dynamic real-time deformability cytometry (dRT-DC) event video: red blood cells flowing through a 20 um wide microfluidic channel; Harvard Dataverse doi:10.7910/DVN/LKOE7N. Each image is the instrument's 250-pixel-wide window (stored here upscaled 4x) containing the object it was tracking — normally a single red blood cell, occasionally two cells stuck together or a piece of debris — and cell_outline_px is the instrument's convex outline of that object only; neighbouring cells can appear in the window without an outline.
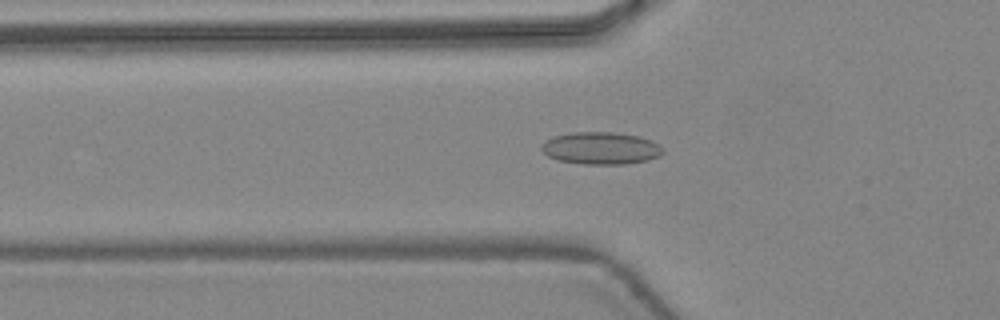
{"species": "common noctule bat (a hibernating species)", "species_latin": "Nyctalus noctula", "temperature_condition": "warm", "stored_images_in_passage": 46, "camera_frame_rate_fps": 3000, "um_per_image_px": 0.085, "animal": {"sex": "female", "body_mass_g": 24.6, "forearm_length_mm": 56.2}, "frame": {"image": 1, "passage_image": 16, "time_ms": 5.0, "image_size_px": [1000, 320], "cell_outline_px": [[664, 152], [660, 156], [648, 160], [624, 164], [584, 164], [556, 160], [548, 156], [540, 148], [540, 144], [544, 140], [552, 136], [572, 132], [616, 132], [640, 136], [652, 140], [664, 148]], "centroid_in_image_um": [51.06, 12.59], "position_along_channel_um": 74.7, "area_um2": 23.24}}
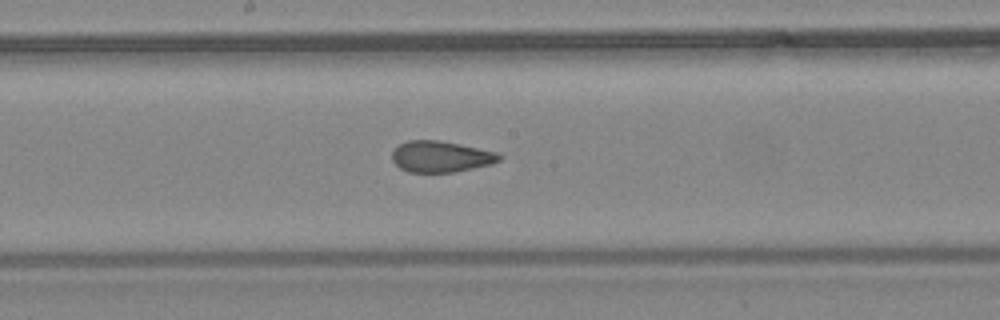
{"frame": {"image": 2, "passage_image": 25, "time_ms": 8.0, "image_size_px": [1000, 320], "cell_outline_px": [[504, 156], [500, 160], [492, 164], [456, 172], [408, 172], [400, 168], [392, 160], [392, 152], [400, 144], [408, 140], [436, 140], [460, 144], [500, 152]], "centroid_in_image_um": [37.52, 13.31], "position_along_channel_um": 210.7, "area_um2": 19.65}}
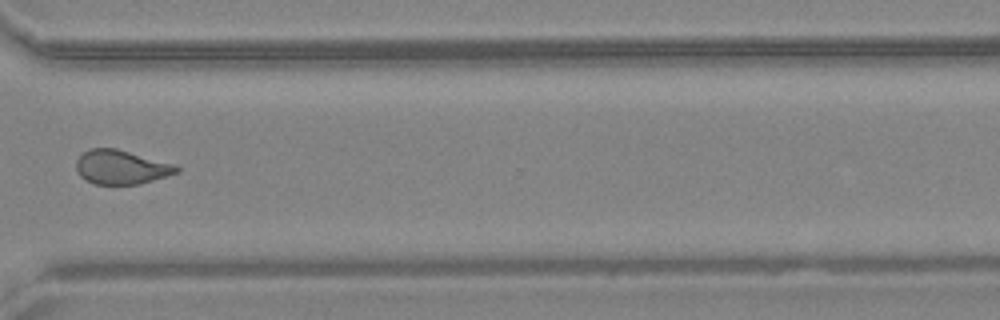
{"frame": {"image": 3, "passage_image": 35, "time_ms": 11.333, "image_size_px": [1000, 320], "cell_outline_px": [[180, 172], [140, 184], [96, 184], [84, 180], [76, 172], [76, 160], [88, 148], [116, 148], [176, 164], [180, 168]], "centroid_in_image_um": [10.31, 14.2], "position_along_channel_um": 360.3, "area_um2": 20.17}, "authors_computed_cell_mechanics": {"area_um2": 20.8947, "velocity_mm_per_s": 4.4954, "shape_relaxation_time_tau1_ms": null, "shape_relaxation_time_tau2_ms": 1.1997, "deformation_change_tau1": null, "deformation_change_tau2": 0.0664}}